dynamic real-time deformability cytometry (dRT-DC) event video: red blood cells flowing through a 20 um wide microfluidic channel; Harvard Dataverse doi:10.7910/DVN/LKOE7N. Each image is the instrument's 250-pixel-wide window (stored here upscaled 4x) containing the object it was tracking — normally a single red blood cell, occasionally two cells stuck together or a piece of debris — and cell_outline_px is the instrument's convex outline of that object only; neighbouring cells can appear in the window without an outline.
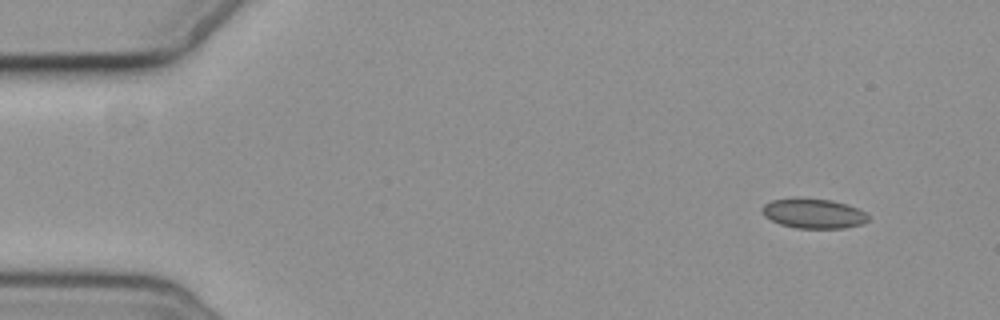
{"species": "common noctule bat (a hibernating species)", "species_latin": "Nyctalus noctula", "temperature_condition": "cold", "stored_images_in_passage": 7, "camera_frame_rate_fps": 3000, "um_per_image_px": 0.085, "animal": {"sex": "female", "body_mass_g": 19.3, "forearm_length_mm": 54.1}, "frame": {"image": 1, "passage_image": 1, "time_ms": 0.0, "image_size_px": [1000, 320], "cell_outline_px": [[868, 220], [860, 224], [844, 228], [796, 228], [780, 224], [764, 216], [760, 208], [764, 204], [772, 200], [832, 200], [848, 204], [864, 212], [868, 216]], "centroid_in_image_um": [69.15, 18.17], "position_along_channel_um": 15.9, "area_um2": 17.8}}
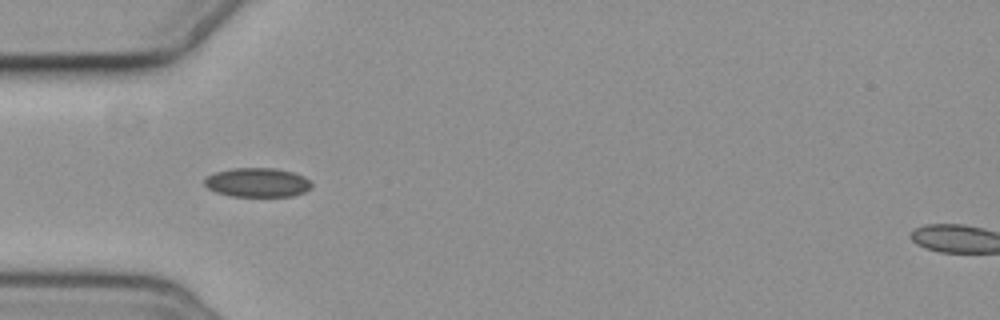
{"frame": {"image": 2, "passage_image": 5, "time_ms": 4.333, "image_size_px": [1000, 320], "cell_outline_px": [[312, 188], [304, 192], [292, 196], [232, 196], [216, 192], [208, 188], [204, 184], [204, 180], [208, 176], [216, 172], [232, 168], [276, 168], [292, 172], [304, 176], [312, 184]], "centroid_in_image_um": [21.89, 15.51], "position_along_channel_um": 63.1, "area_um2": 18.15}}
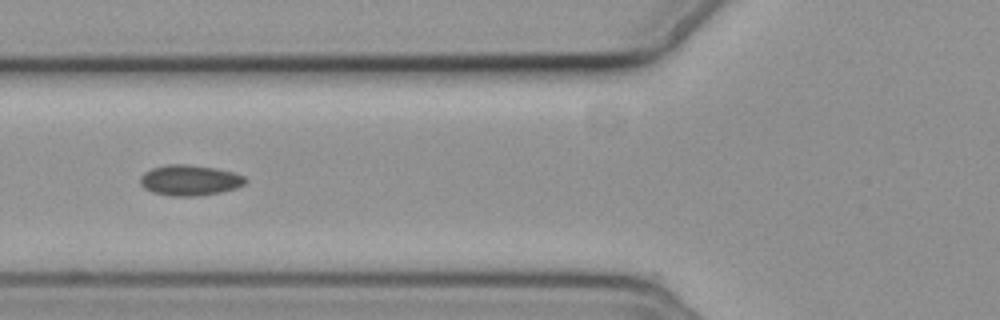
{"frame": {"image": 3, "passage_image": 6, "time_ms": 5.667, "image_size_px": [1000, 320], "cell_outline_px": [[248, 180], [244, 184], [236, 188], [220, 192], [196, 196], [172, 196], [152, 192], [144, 188], [140, 184], [140, 176], [144, 172], [152, 168], [168, 164], [188, 164], [216, 168], [232, 172], [244, 176]], "centroid_in_image_um": [16.11, 15.31], "position_along_channel_um": 109.7, "area_um2": 18.79}}